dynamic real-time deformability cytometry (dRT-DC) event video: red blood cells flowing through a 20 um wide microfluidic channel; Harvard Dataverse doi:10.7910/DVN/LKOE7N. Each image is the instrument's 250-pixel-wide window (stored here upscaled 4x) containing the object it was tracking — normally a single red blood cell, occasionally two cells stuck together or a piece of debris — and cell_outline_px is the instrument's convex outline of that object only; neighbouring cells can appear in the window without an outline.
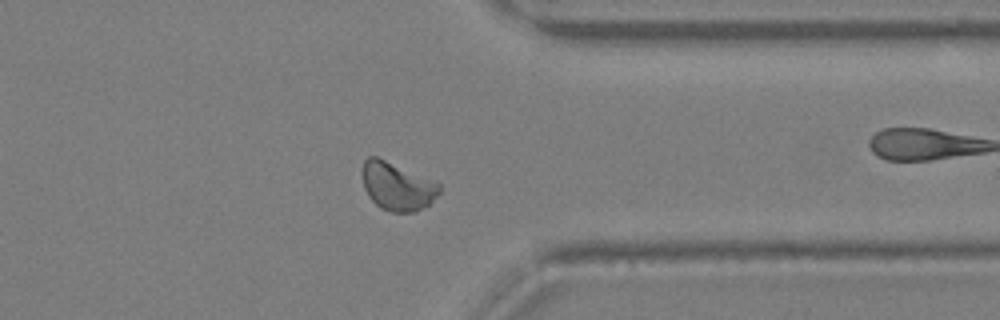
{"species": "Egyptian fruit bat (a non-hibernating species)", "species_latin": "Rousettus aegyptiacus", "temperature_condition": "warm", "stored_images_in_passage": 29, "camera_frame_rate_fps": 3000, "um_per_image_px": 0.085, "animal": {"sex": "female"}, "frame": {"image": 1, "passage_image": 21, "time_ms": 6.667, "image_size_px": [1000, 320], "cell_outline_px": [[440, 192], [428, 204], [416, 212], [392, 212], [380, 208], [368, 196], [364, 188], [360, 172], [364, 160], [368, 156], [376, 156], [436, 180], [440, 184]], "centroid_in_image_um": [33.74, 15.81], "position_along_channel_um": 377.7, "area_um2": 21.96}}